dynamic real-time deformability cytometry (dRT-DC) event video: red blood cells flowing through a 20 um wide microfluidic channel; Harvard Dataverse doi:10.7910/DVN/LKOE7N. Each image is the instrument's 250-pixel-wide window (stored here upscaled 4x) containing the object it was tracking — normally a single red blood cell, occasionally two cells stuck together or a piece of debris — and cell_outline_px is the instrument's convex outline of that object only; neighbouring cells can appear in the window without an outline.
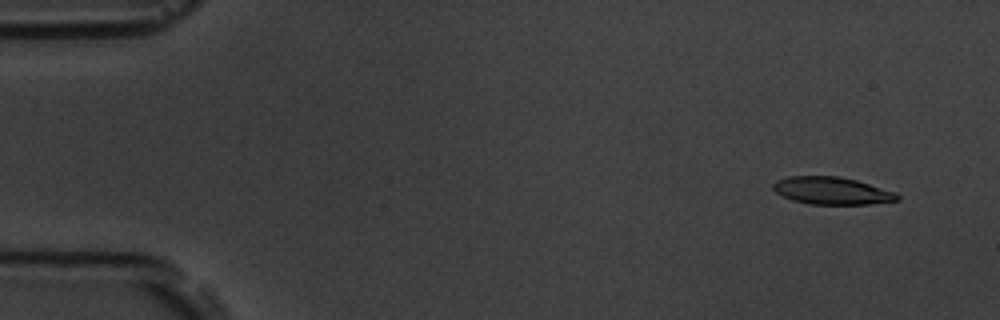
{"species": "common noctule bat (a hibernating species)", "species_latin": "Nyctalus noctula", "temperature_condition": "room temperature", "stored_images_in_passage": 9, "camera_frame_rate_fps": 3000, "um_per_image_px": 0.085, "animal": {"sex": "male", "body_mass_g": 19.5, "forearm_length_mm": 54.6}, "frame": {"image": 1, "passage_image": 1, "time_ms": 0.0, "image_size_px": [1000, 320], "cell_outline_px": [[900, 200], [868, 204], [808, 204], [792, 200], [776, 192], [772, 188], [772, 184], [776, 180], [788, 176], [840, 176], [856, 180], [896, 192], [900, 196]], "centroid_in_image_um": [70.7, 16.21], "position_along_channel_um": 14.3, "area_um2": 19.88}}
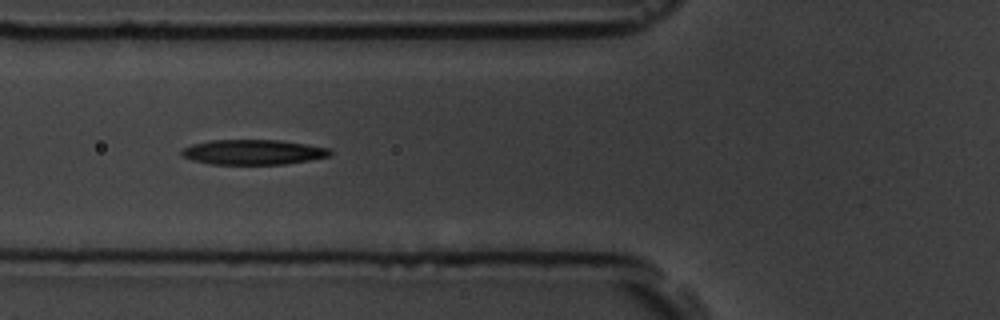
{"frame": {"image": 2, "passage_image": 6, "time_ms": 5.667, "image_size_px": [1000, 320], "cell_outline_px": [[332, 156], [284, 164], [212, 164], [192, 160], [180, 156], [180, 152], [184, 148], [192, 144], [208, 140], [280, 140], [308, 144], [328, 148], [332, 152]], "centroid_in_image_um": [21.51, 12.92], "position_along_channel_um": 104.3, "area_um2": 21.73}}
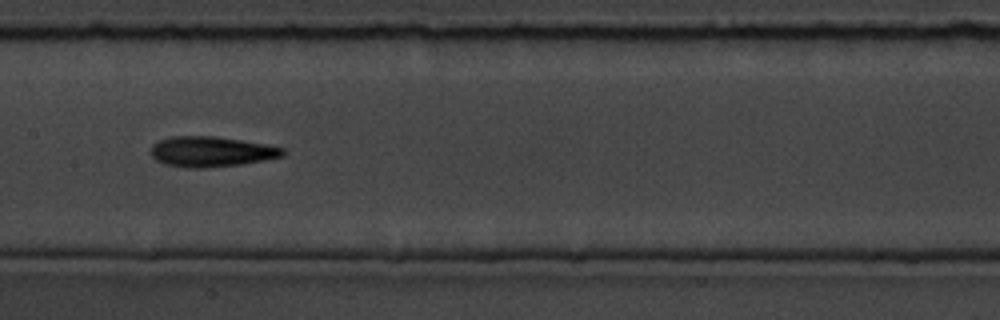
{"frame": {"image": 3, "passage_image": 8, "time_ms": 8.0, "image_size_px": [1000, 320], "cell_outline_px": [[288, 152], [284, 156], [264, 160], [240, 164], [204, 168], [184, 168], [164, 164], [156, 160], [148, 152], [152, 144], [160, 140], [172, 136], [216, 136], [268, 144], [284, 148]], "centroid_in_image_um": [17.95, 12.89], "position_along_channel_um": 189.4, "area_um2": 23.7}}